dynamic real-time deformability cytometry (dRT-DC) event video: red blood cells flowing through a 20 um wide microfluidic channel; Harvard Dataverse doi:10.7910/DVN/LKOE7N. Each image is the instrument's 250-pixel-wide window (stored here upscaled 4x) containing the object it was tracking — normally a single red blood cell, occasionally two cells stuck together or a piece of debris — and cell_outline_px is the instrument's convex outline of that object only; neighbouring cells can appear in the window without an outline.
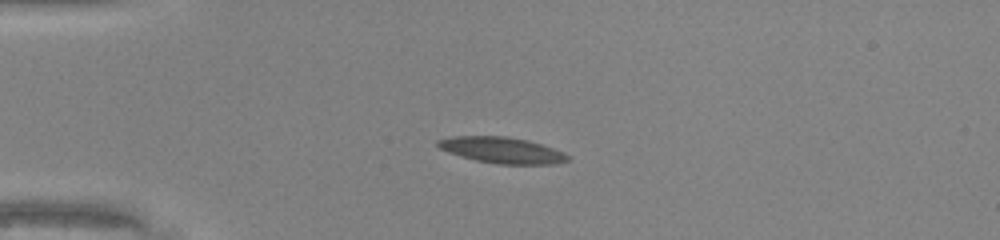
{"species": "common noctule bat (a hibernating species)", "species_latin": "Nyctalus noctula", "temperature_condition": "warm", "stored_images_in_passage": 39, "camera_frame_rate_fps": 3000, "um_per_image_px": 0.085, "animal": {"sex": "male", "body_mass_g": 20.0, "forearm_length_mm": 53.3}, "frame": {"image": 1, "passage_image": 1, "time_ms": 0.0, "image_size_px": [1000, 240], "cell_outline_px": [[568, 160], [552, 164], [500, 164], [476, 160], [460, 156], [448, 152], [440, 148], [436, 144], [436, 140], [452, 136], [508, 136], [528, 140], [564, 152], [568, 156]], "centroid_in_image_um": [42.63, 12.75], "position_along_channel_um": 42.4, "area_um2": 19.59}}
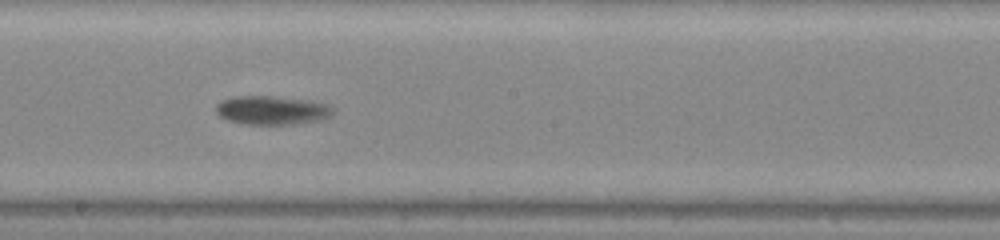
{"frame": {"image": 2, "passage_image": 17, "time_ms": 5.333, "image_size_px": [1000, 240], "cell_outline_px": [[332, 116], [320, 120], [292, 124], [244, 124], [228, 120], [220, 116], [216, 112], [216, 104], [220, 100], [236, 96], [276, 96], [308, 100], [328, 104], [332, 108]], "centroid_in_image_um": [23.1, 9.36], "position_along_channel_um": 225.1, "area_um2": 19.65}}
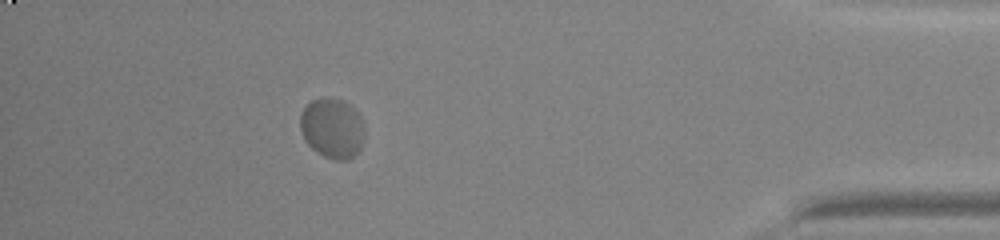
{"frame": {"image": 3, "passage_image": 34, "time_ms": 11.0, "image_size_px": [1000, 240], "cell_outline_px": [[364, 140], [360, 148], [348, 160], [332, 160], [316, 152], [304, 140], [300, 128], [300, 116], [304, 108], [312, 100], [324, 96], [328, 96], [340, 100], [356, 108], [364, 120]], "centroid_in_image_um": [28.26, 10.88], "position_along_channel_um": 406.9, "area_um2": 22.95}, "authors_computed_cell_mechanics": {"area_um2": 19.7676, "velocity_mm_per_s": 4.0422, "shape_relaxation_time_tau1_ms": 4.848, "shape_relaxation_time_tau2_ms": null, "deformation_change_tau1": 0.1394, "deformation_change_tau2": null}}